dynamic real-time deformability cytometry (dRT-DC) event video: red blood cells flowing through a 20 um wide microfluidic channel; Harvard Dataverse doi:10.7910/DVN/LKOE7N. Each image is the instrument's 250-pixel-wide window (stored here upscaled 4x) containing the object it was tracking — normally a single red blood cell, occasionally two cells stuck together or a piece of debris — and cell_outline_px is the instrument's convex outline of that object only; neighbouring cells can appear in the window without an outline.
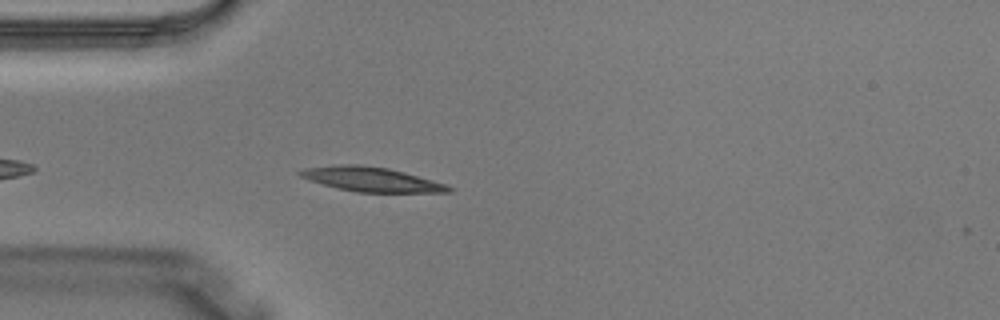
{"species": "Egyptian fruit bat (a non-hibernating species)", "species_latin": "Rousettus aegyptiacus", "temperature_condition": "warm", "stored_images_in_passage": 3, "camera_frame_rate_fps": 3000, "um_per_image_px": 0.085, "animal": {"sex": "male"}, "frame": {"image": 1, "passage_image": 3, "time_ms": 0.667, "image_size_px": [1000, 320], "cell_outline_px": [[456, 188], [452, 192], [356, 192], [324, 184], [300, 176], [296, 172], [304, 168], [340, 164], [360, 164], [388, 168], [404, 172], [448, 184]], "centroid_in_image_um": [31.63, 15.24], "position_along_channel_um": 53.4, "area_um2": 21.1}}